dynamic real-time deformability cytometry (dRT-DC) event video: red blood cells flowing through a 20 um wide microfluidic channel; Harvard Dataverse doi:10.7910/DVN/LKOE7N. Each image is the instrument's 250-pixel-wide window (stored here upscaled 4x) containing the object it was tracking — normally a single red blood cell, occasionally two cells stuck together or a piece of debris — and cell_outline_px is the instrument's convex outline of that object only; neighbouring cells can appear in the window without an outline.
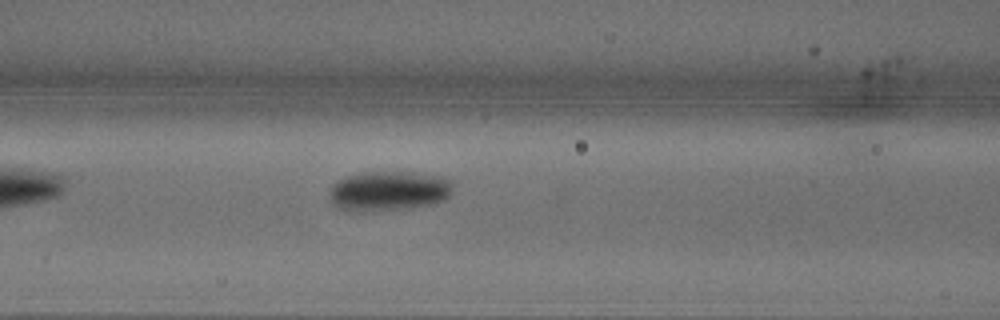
{"species": "common noctule bat (a hibernating species)", "species_latin": "Nyctalus noctula", "temperature_condition": "warm", "stored_images_in_passage": 33, "camera_frame_rate_fps": 3000, "um_per_image_px": 0.085, "animal": {"sex": "male", "body_mass_g": 18.8}, "frame": {"image": 1, "passage_image": 6, "time_ms": 1.667, "image_size_px": [1000, 320], "cell_outline_px": [[456, 180], [452, 192], [444, 200], [436, 204], [408, 208], [356, 212], [340, 208], [332, 204], [328, 200], [328, 192], [332, 184], [344, 176], [368, 172], [408, 172], [440, 176]], "centroid_in_image_um": [33.05, 16.23], "position_along_channel_um": 133.5, "area_um2": 29.25}}
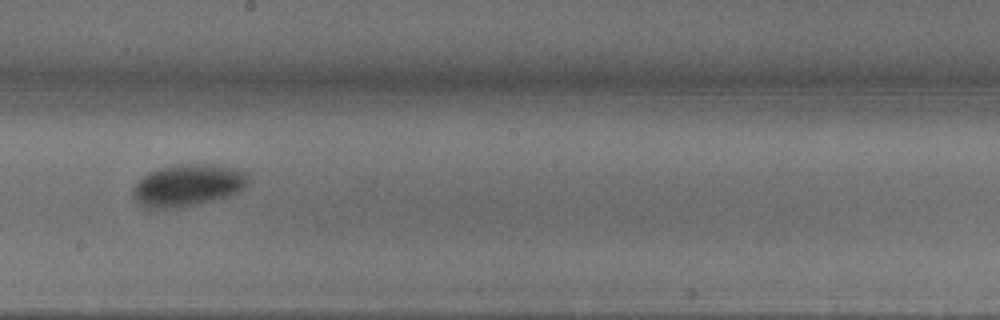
{"frame": {"image": 2, "passage_image": 14, "time_ms": 4.333, "image_size_px": [1000, 320], "cell_outline_px": [[248, 184], [244, 188], [228, 196], [212, 200], [176, 208], [144, 208], [136, 200], [132, 192], [132, 188], [148, 172], [172, 164], [212, 164], [236, 168], [248, 172]], "centroid_in_image_um": [15.97, 15.73], "position_along_channel_um": 232.2, "area_um2": 28.21}}
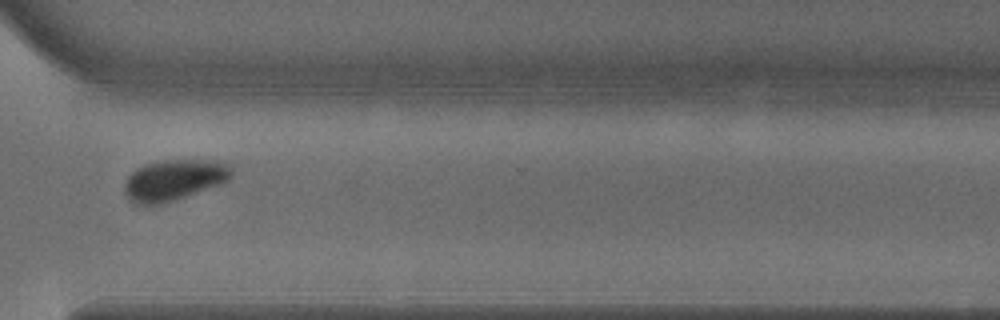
{"frame": {"image": 3, "passage_image": 24, "time_ms": 7.667, "image_size_px": [1000, 320], "cell_outline_px": [[232, 176], [228, 180], [220, 184], [176, 200], [160, 204], [132, 204], [128, 200], [124, 192], [124, 184], [128, 176], [136, 168], [144, 164], [160, 160], [216, 160], [228, 164], [232, 168]], "centroid_in_image_um": [14.76, 15.3], "position_along_channel_um": 355.8, "area_um2": 25.78}, "authors_computed_cell_mechanics": {"area_um2": 27.3972, "velocity_mm_per_s": 3.7103, "shape_relaxation_time_tau1_ms": 4.5565, "shape_relaxation_time_tau2_ms": null, "deformation_change_tau1": 0.1391, "deformation_change_tau2": null}}